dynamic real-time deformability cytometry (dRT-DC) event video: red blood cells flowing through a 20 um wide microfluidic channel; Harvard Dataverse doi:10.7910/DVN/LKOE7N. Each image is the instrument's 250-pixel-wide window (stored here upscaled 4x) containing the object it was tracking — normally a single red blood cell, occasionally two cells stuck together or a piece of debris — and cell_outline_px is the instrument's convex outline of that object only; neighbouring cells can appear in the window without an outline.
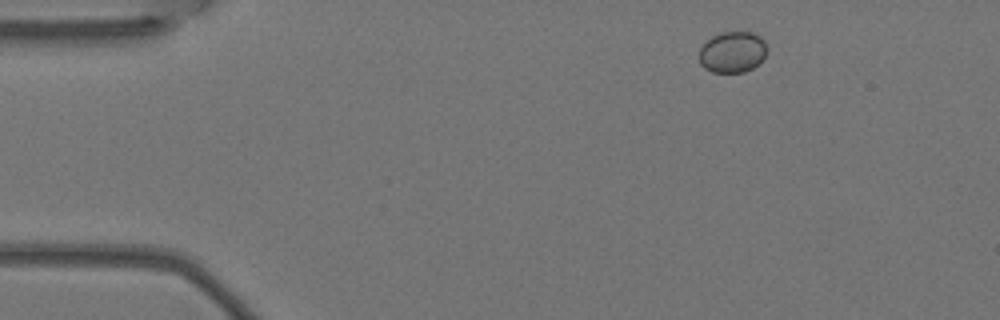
{"species": "Egyptian fruit bat (a non-hibernating species)", "species_latin": "Rousettus aegyptiacus", "temperature_condition": "warm", "stored_images_in_passage": 3, "camera_frame_rate_fps": 3000, "um_per_image_px": 0.085, "animal": {"sex": "female"}, "frame": {"image": 1, "passage_image": 1, "time_ms": 0.0, "image_size_px": [1000, 320], "cell_outline_px": [[768, 52], [752, 68], [744, 72], [712, 72], [704, 68], [700, 64], [700, 48], [712, 36], [720, 32], [752, 32], [760, 36], [764, 40], [768, 48]], "centroid_in_image_um": [62.27, 4.42], "position_along_channel_um": 22.7, "area_um2": 16.24}}